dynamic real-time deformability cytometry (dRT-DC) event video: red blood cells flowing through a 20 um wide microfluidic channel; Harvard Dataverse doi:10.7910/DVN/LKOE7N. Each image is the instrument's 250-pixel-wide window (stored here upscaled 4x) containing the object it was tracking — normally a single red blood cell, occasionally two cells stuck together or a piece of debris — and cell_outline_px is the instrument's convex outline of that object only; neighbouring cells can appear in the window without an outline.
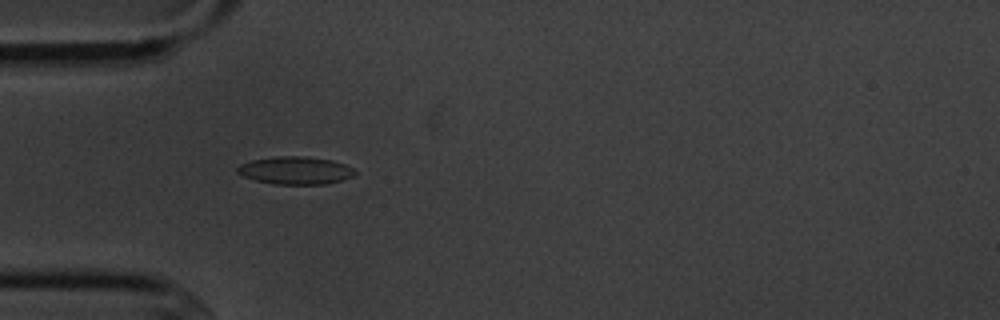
{"species": "common noctule bat (a hibernating species)", "species_latin": "Nyctalus noctula", "temperature_condition": "cold", "stored_images_in_passage": 8, "camera_frame_rate_fps": 3000, "um_per_image_px": 0.085, "animal": {"sex": "male", "body_mass_g": 20.1, "forearm_length_mm": 53.5}, "frame": {"image": 1, "passage_image": 5, "time_ms": 4.333, "image_size_px": [1000, 320], "cell_outline_px": [[356, 172], [352, 176], [328, 184], [276, 184], [256, 180], [244, 176], [236, 172], [236, 168], [240, 164], [252, 160], [276, 156], [308, 156], [332, 160], [344, 164], [352, 168]], "centroid_in_image_um": [25.1, 14.48], "position_along_channel_um": 59.9, "area_um2": 18.9}}
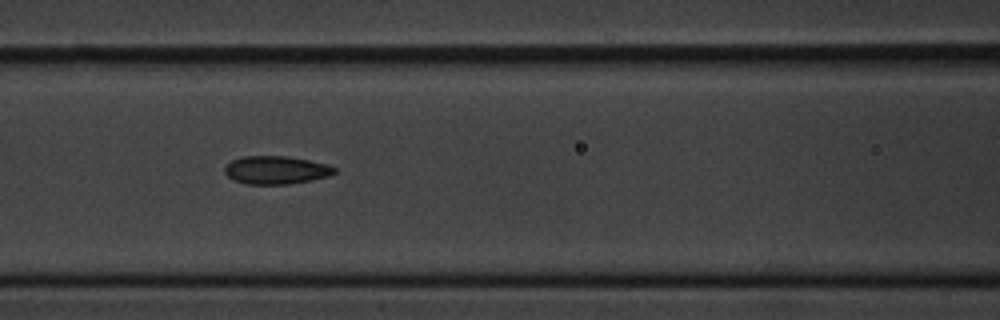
{"frame": {"image": 2, "passage_image": 7, "time_ms": 6.667, "image_size_px": [1000, 320], "cell_outline_px": [[336, 172], [328, 176], [288, 184], [248, 184], [236, 180], [228, 176], [224, 172], [224, 168], [232, 160], [244, 156], [288, 156], [328, 164], [336, 168]], "centroid_in_image_um": [23.47, 14.44], "position_along_channel_um": 143.1, "area_um2": 17.74}}
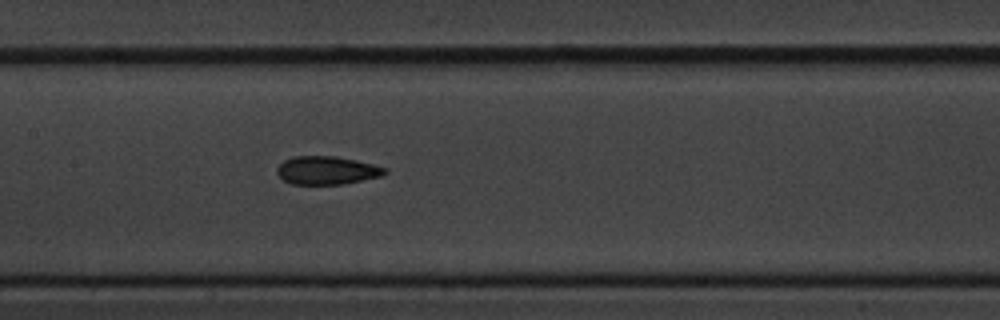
{"frame": {"image": 3, "passage_image": 8, "time_ms": 7.667, "image_size_px": [1000, 320], "cell_outline_px": [[388, 172], [384, 176], [340, 184], [292, 184], [284, 180], [276, 172], [276, 168], [284, 160], [292, 156], [336, 156], [356, 160], [388, 168]], "centroid_in_image_um": [27.8, 14.47], "position_along_channel_um": 179.6, "area_um2": 17.8}}